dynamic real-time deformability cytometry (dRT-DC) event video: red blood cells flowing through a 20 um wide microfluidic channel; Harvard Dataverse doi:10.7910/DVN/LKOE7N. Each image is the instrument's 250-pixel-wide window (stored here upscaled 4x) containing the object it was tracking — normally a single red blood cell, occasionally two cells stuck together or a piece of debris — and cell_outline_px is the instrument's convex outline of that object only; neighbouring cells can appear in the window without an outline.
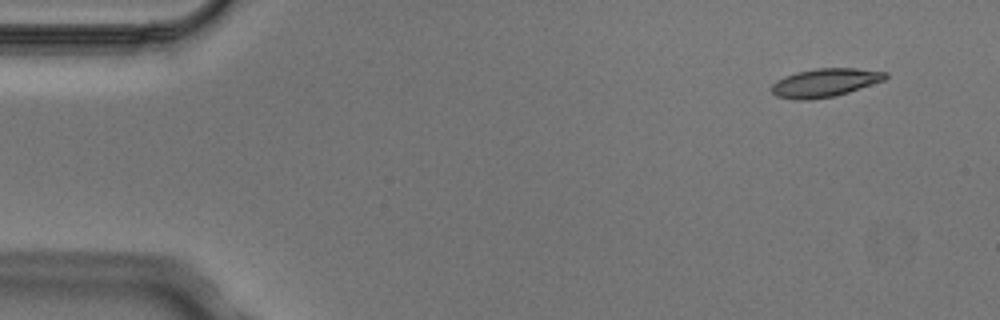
{"species": "Egyptian fruit bat (a non-hibernating species)", "species_latin": "Rousettus aegyptiacus", "temperature_condition": "cold", "stored_images_in_passage": 5, "segment_of_instrument_passage": [2, 2], "camera_frame_rate_fps": 3000, "um_per_image_px": 0.085, "animal": {"sex": "male"}, "frame": {"image": 1, "passage_image": 5, "time_ms": 1.333, "image_size_px": [1000, 320], "cell_outline_px": [[888, 76], [884, 80], [836, 96], [808, 100], [796, 100], [776, 96], [768, 88], [776, 80], [784, 76], [796, 72], [816, 68], [856, 68], [888, 72]], "centroid_in_image_um": [70.08, 7.03], "position_along_channel_um": 14.9, "area_um2": 19.02}}